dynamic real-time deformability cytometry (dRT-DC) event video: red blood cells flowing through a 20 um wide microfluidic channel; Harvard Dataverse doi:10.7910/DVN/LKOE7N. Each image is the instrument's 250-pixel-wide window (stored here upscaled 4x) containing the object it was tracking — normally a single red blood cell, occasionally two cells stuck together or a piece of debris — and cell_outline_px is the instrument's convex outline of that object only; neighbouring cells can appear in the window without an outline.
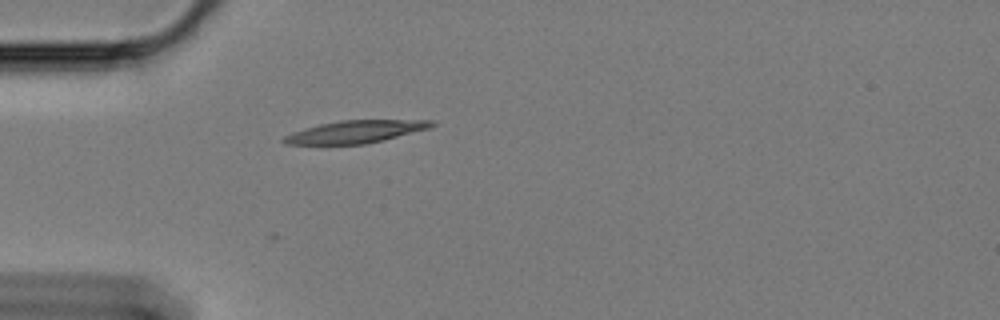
{"species": "Egyptian fruit bat (a non-hibernating species)", "species_latin": "Rousettus aegyptiacus", "temperature_condition": "cold", "stored_images_in_passage": 33, "camera_frame_rate_fps": 3000, "um_per_image_px": 0.085, "animal": {"sex": "female"}, "frame": {"image": 1, "passage_image": 1, "time_ms": 0.0, "image_size_px": [1000, 320], "cell_outline_px": [[436, 124], [428, 128], [364, 144], [284, 144], [280, 140], [284, 136], [292, 132], [304, 128], [320, 124], [340, 120], [432, 120]], "centroid_in_image_um": [30.13, 11.19], "position_along_channel_um": 54.9, "area_um2": 19.02}}
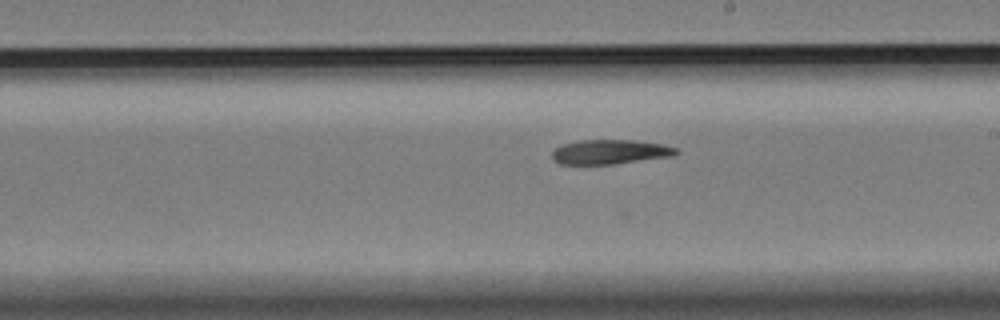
{"frame": {"image": 2, "passage_image": 18, "time_ms": 5.667, "image_size_px": [1000, 320], "cell_outline_px": [[680, 152], [676, 156], [612, 164], [560, 164], [552, 160], [552, 152], [560, 144], [580, 140], [632, 140], [660, 144], [676, 148]], "centroid_in_image_um": [51.84, 12.91], "position_along_channel_um": 237.2, "area_um2": 17.8}}
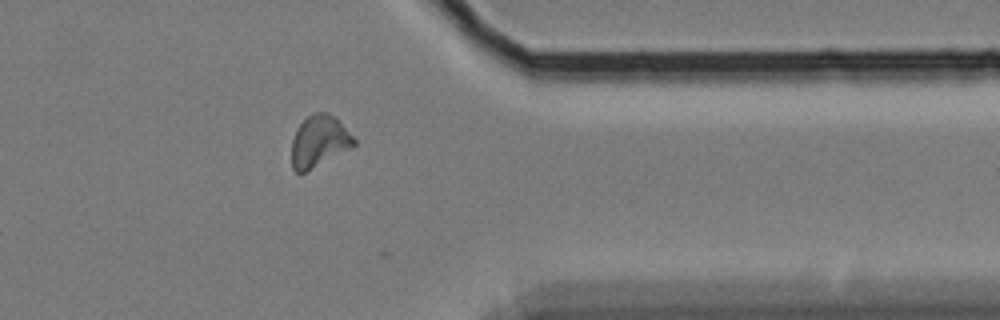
{"frame": {"image": 3, "passage_image": 32, "time_ms": 10.333, "image_size_px": [1000, 320], "cell_outline_px": [[356, 144], [304, 172], [296, 172], [292, 168], [292, 140], [296, 128], [312, 112], [328, 112], [356, 140]], "centroid_in_image_um": [27.07, 11.99], "position_along_channel_um": 384.3, "area_um2": 18.03}, "authors_computed_cell_mechanics": {"area_um2": 18.207, "velocity_mm_per_s": 3.3459, "shape_relaxation_time_tau1_ms": null, "shape_relaxation_time_tau2_ms": 5.605, "deformation_change_tau1": null, "deformation_change_tau2": 0.1012}}